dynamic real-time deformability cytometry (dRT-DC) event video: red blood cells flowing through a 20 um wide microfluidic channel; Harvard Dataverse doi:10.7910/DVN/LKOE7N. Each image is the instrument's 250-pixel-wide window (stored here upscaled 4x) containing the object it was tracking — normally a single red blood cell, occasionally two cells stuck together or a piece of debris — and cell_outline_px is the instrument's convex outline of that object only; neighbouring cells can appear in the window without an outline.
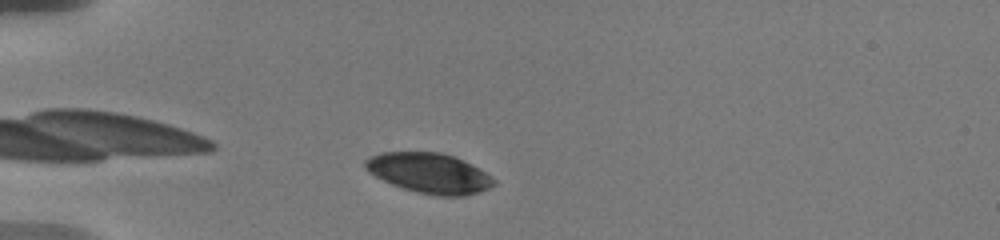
{"species": "human", "species_latin": "Homo sapiens", "temperature_condition": "warm", "stored_images_in_passage": 35, "camera_frame_rate_fps": 3000, "um_per_image_px": 0.085, "donor": {"sex": "male"}, "frame": {"image": 1, "passage_image": 2, "time_ms": 0.333, "image_size_px": [1000, 240], "cell_outline_px": [[496, 184], [488, 188], [464, 196], [440, 196], [416, 192], [392, 184], [368, 172], [364, 168], [364, 160], [368, 156], [380, 152], [440, 152], [452, 156], [472, 164], [496, 180]], "centroid_in_image_um": [36.45, 14.7], "position_along_channel_um": 48.5, "area_um2": 29.94}}
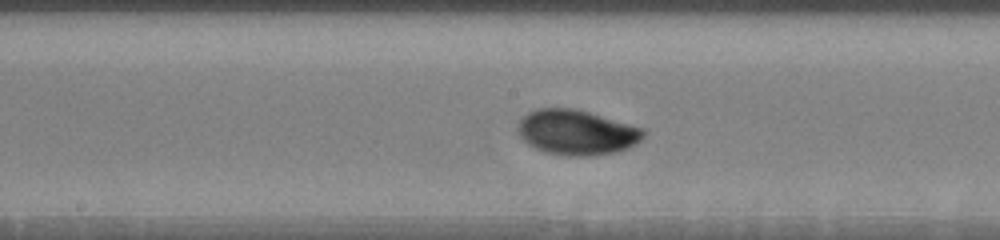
{"frame": {"image": 2, "passage_image": 12, "time_ms": 5.333, "image_size_px": [1000, 240], "cell_outline_px": [[644, 136], [636, 144], [628, 148], [616, 152], [592, 156], [564, 156], [544, 152], [528, 144], [520, 136], [516, 128], [520, 116], [536, 108], [576, 108], [644, 128]], "centroid_in_image_um": [48.98, 11.24], "position_along_channel_um": 199.2, "area_um2": 33.41}}
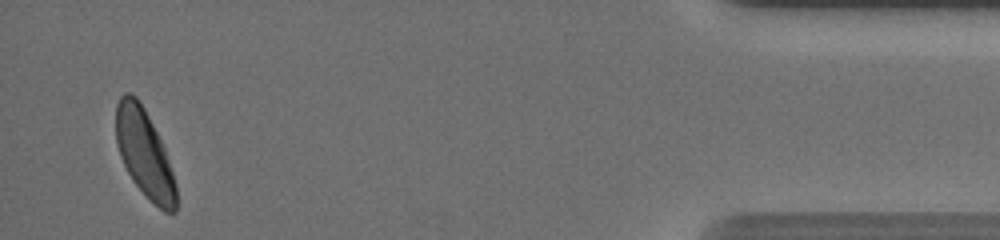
{"frame": {"image": 3, "passage_image": 33, "time_ms": 13.333, "image_size_px": [1000, 240], "cell_outline_px": [[176, 212], [164, 212], [132, 180], [120, 156], [116, 144], [116, 104], [120, 96], [124, 92], [128, 92], [136, 96], [144, 108], [164, 148], [176, 184]], "centroid_in_image_um": [12.26, 13.0], "position_along_channel_um": 422.9, "area_um2": 30.11}, "authors_computed_cell_mechanics": {"area_um2": 30.5184, "velocity_mm_per_s": 3.587, "shape_relaxation_time_tau1_ms": 2.5988, "shape_relaxation_time_tau2_ms": null, "deformation_change_tau1": 0.1137, "deformation_change_tau2": null}}